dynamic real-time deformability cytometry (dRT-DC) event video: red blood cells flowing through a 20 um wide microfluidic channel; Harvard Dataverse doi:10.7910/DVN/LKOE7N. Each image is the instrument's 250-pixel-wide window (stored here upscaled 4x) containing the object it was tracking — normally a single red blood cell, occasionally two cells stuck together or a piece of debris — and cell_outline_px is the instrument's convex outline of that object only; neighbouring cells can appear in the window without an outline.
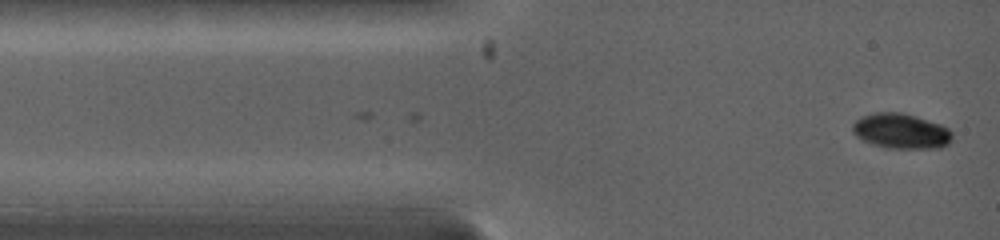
{"species": "common noctule bat (a hibernating species)", "species_latin": "Nyctalus noctula", "temperature_condition": "warm", "stored_images_in_passage": 5, "camera_frame_rate_fps": 5000, "um_per_image_px": 0.085, "animal": {"sex": "female", "body_mass_g": 19.0, "forearm_length_mm": 53.3}, "frame": {"image": 1, "passage_image": 5, "time_ms": 1.0, "image_size_px": [1000, 240], "cell_outline_px": [[952, 140], [948, 144], [940, 148], [888, 148], [872, 144], [860, 140], [852, 132], [852, 124], [860, 116], [872, 112], [900, 112], [916, 116], [940, 124], [948, 128], [952, 132]], "centroid_in_image_um": [76.55, 11.14], "position_along_channel_um": 8.4, "area_um2": 20.69}}